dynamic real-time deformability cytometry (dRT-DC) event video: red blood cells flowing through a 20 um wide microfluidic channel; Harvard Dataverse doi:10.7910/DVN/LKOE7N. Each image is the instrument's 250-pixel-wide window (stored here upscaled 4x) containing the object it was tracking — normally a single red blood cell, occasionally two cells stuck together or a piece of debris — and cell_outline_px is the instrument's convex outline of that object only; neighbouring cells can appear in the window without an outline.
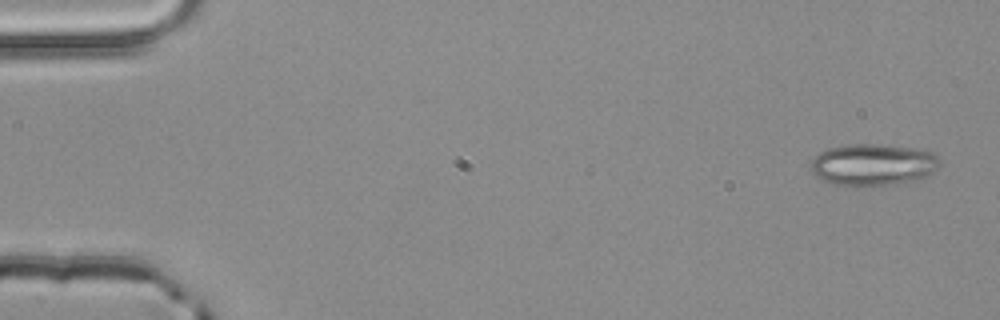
{"species": "common noctule bat (a hibernating species)", "species_latin": "Nyctalus noctula", "temperature_condition": "room temperature", "stored_images_in_passage": 2, "segment_of_instrument_passage": [2, 2], "camera_frame_rate_fps": 3000, "um_per_image_px": 0.085, "animal": {"sex": "male", "body_mass_g": 20.4}, "frame": {"image": 1, "passage_image": 2, "time_ms": 0.333, "image_size_px": [1000, 320], "cell_outline_px": [[940, 164], [936, 172], [928, 176], [916, 180], [888, 184], [856, 188], [836, 184], [824, 180], [816, 176], [812, 172], [812, 160], [820, 152], [828, 148], [848, 144], [876, 144], [912, 148], [932, 152], [940, 160]], "centroid_in_image_um": [74.22, 14.01], "position_along_channel_um": 10.8, "area_um2": 31.56}}